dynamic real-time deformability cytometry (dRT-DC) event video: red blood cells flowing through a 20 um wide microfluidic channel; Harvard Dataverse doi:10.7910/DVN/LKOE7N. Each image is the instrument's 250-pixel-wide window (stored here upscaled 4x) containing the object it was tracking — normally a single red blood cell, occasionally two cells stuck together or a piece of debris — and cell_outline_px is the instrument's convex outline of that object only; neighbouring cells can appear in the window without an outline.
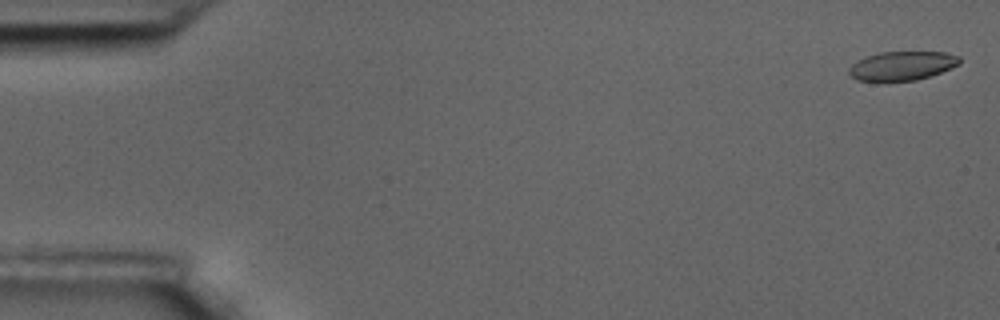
{"species": "common noctule bat (a hibernating species)", "species_latin": "Nyctalus noctula", "temperature_condition": "room temperature", "stored_images_in_passage": 60, "camera_frame_rate_fps": 3000, "um_per_image_px": 0.085, "animal": {"sex": "male", "body_mass_g": 17.5, "forearm_length_mm": 52.3}, "frame": {"image": 1, "passage_image": 2, "time_ms": 0.333, "image_size_px": [1000, 320], "cell_outline_px": [[960, 64], [952, 68], [916, 80], [888, 84], [856, 80], [848, 72], [848, 68], [852, 64], [868, 56], [880, 52], [944, 52], [960, 56]], "centroid_in_image_um": [76.65, 5.64], "position_along_channel_um": 8.4, "area_um2": 19.19}}
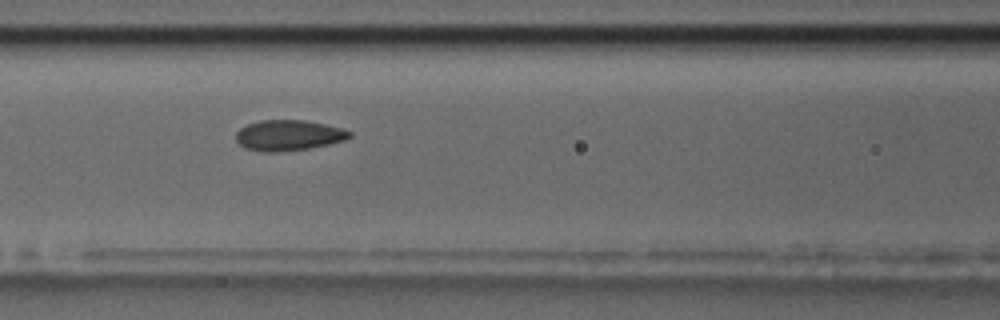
{"frame": {"image": 2, "passage_image": 26, "time_ms": 8.333, "image_size_px": [1000, 320], "cell_outline_px": [[352, 136], [344, 140], [328, 144], [308, 148], [272, 152], [268, 152], [244, 148], [236, 140], [236, 132], [240, 128], [248, 124], [260, 120], [304, 120], [344, 128], [352, 132]], "centroid_in_image_um": [24.53, 11.49], "position_along_channel_um": 142.1, "area_um2": 20.11}}
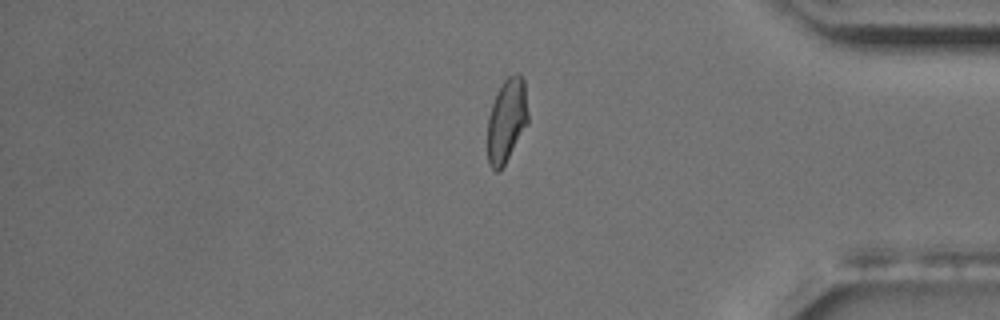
{"frame": {"image": 3, "passage_image": 50, "time_ms": 16.333, "image_size_px": [1000, 320], "cell_outline_px": [[528, 124], [500, 172], [496, 172], [488, 164], [488, 116], [496, 92], [504, 80], [508, 76], [516, 72], [524, 80], [528, 116]], "centroid_in_image_um": [43.06, 10.25], "position_along_channel_um": 392.1, "area_um2": 19.88}, "authors_computed_cell_mechanics": {"area_um2": 20.1722, "velocity_mm_per_s": 3.4322, "shape_relaxation_time_tau1_ms": 6.7531, "shape_relaxation_time_tau2_ms": 1.1239, "deformation_change_tau1": 0.1485, "deformation_change_tau2": 0.0722}}